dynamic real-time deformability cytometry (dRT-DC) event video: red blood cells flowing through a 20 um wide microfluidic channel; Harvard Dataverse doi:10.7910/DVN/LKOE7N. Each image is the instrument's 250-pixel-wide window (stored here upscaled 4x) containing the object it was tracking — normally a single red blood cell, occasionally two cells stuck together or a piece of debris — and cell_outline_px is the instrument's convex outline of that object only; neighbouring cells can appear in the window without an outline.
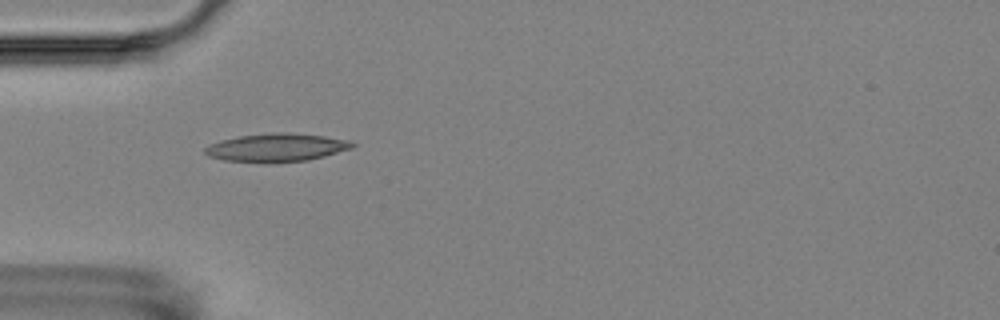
{"species": "Egyptian fruit bat (a non-hibernating species)", "species_latin": "Rousettus aegyptiacus", "temperature_condition": "room temperature", "stored_images_in_passage": 4, "camera_frame_rate_fps": 3000, "um_per_image_px": 0.085, "animal": {"sex": "female"}, "frame": {"image": 1, "passage_image": 2, "time_ms": 2.0, "image_size_px": [1000, 320], "cell_outline_px": [[356, 144], [352, 148], [324, 156], [308, 160], [224, 160], [208, 156], [204, 152], [204, 148], [208, 144], [220, 140], [240, 136], [272, 132], [288, 132], [324, 136], [348, 140]], "centroid_in_image_um": [23.51, 12.49], "position_along_channel_um": 61.5, "area_um2": 23.35}}
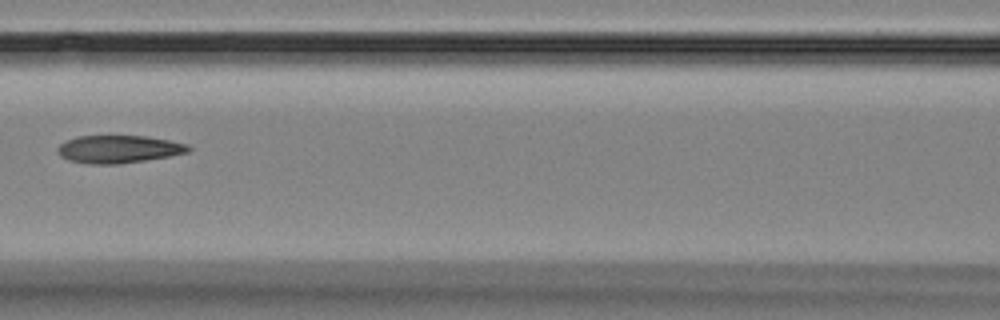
{"frame": {"image": 2, "passage_image": 4, "time_ms": 4.667, "image_size_px": [1000, 320], "cell_outline_px": [[192, 148], [188, 152], [168, 156], [120, 164], [88, 164], [68, 160], [60, 156], [56, 148], [60, 144], [76, 136], [148, 136], [188, 144]], "centroid_in_image_um": [10.07, 12.68], "position_along_channel_um": 156.5, "area_um2": 21.1}}